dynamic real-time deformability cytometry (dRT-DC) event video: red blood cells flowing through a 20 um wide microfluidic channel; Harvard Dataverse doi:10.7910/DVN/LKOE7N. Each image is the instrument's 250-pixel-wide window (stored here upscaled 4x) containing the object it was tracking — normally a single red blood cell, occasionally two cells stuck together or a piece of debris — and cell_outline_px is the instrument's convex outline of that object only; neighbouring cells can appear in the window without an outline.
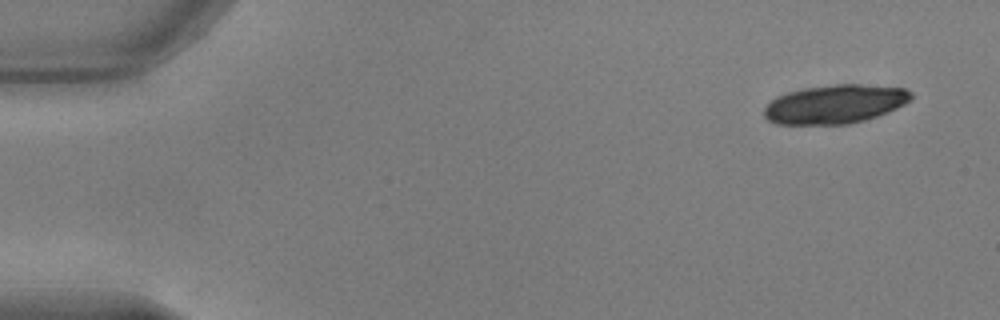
{"species": "common noctule bat (a hibernating species)", "species_latin": "Nyctalus noctula", "temperature_condition": "warm", "stored_images_in_passage": 11, "camera_frame_rate_fps": 3000, "um_per_image_px": 0.085, "animal": {"sex": "male", "body_mass_g": 17.9, "forearm_length_mm": 54.2}, "frame": {"image": 1, "passage_image": 1, "time_ms": 0.0, "image_size_px": [1000, 320], "cell_outline_px": [[912, 100], [888, 112], [864, 120], [848, 124], [776, 124], [768, 120], [764, 116], [764, 108], [772, 100], [788, 92], [804, 88], [836, 84], [860, 84], [904, 88], [912, 92]], "centroid_in_image_um": [71.0, 8.85], "position_along_channel_um": 14.0, "area_um2": 33.06}}